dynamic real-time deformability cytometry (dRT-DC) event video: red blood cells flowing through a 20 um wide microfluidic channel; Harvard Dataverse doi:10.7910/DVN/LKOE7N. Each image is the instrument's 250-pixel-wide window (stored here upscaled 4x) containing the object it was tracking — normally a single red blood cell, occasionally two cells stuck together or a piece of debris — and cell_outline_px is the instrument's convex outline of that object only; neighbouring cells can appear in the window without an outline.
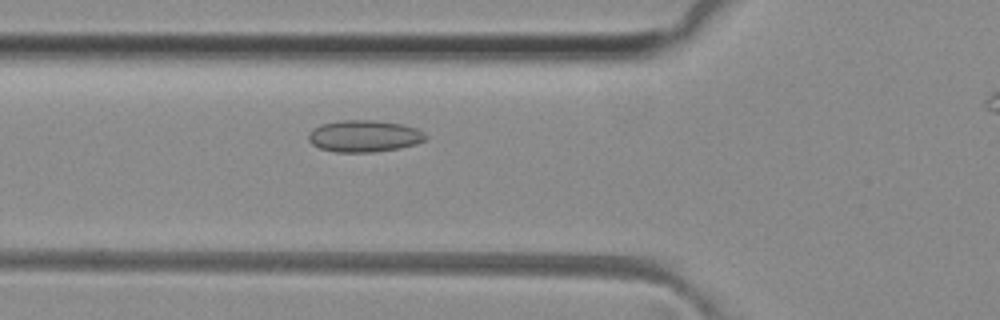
{"species": "common noctule bat (a hibernating species)", "species_latin": "Nyctalus noctula", "temperature_condition": "room temperature", "stored_images_in_passage": 28, "camera_frame_rate_fps": 3000, "um_per_image_px": 0.085, "animal": {"sex": "female", "body_mass_g": 29.2, "forearm_length_mm": 56.3}, "frame": {"image": 1, "passage_image": 3, "time_ms": 0.667, "image_size_px": [1000, 320], "cell_outline_px": [[428, 136], [424, 140], [416, 144], [400, 148], [372, 152], [336, 152], [320, 148], [312, 144], [308, 140], [308, 132], [312, 128], [320, 124], [340, 120], [376, 120], [404, 124], [416, 128], [424, 132]], "centroid_in_image_um": [30.95, 11.55], "position_along_channel_um": 94.9, "area_um2": 21.96}}
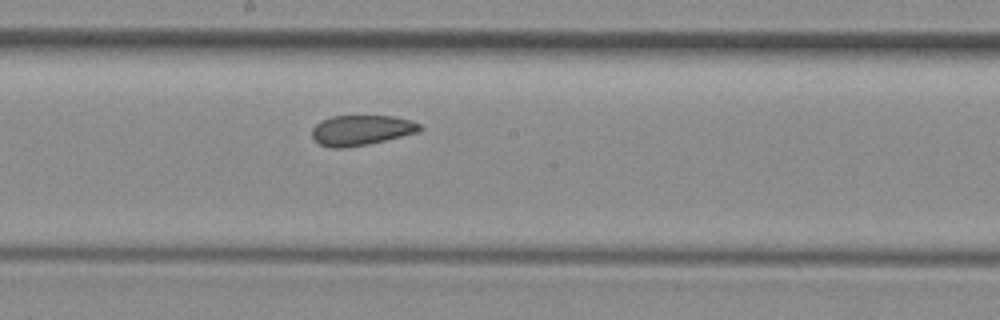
{"frame": {"image": 2, "passage_image": 12, "time_ms": 3.667, "image_size_px": [1000, 320], "cell_outline_px": [[420, 132], [368, 144], [344, 148], [332, 148], [320, 144], [312, 136], [312, 128], [320, 120], [332, 116], [392, 116], [412, 120], [420, 124]], "centroid_in_image_um": [30.71, 11.06], "position_along_channel_um": 217.5, "area_um2": 18.96}}
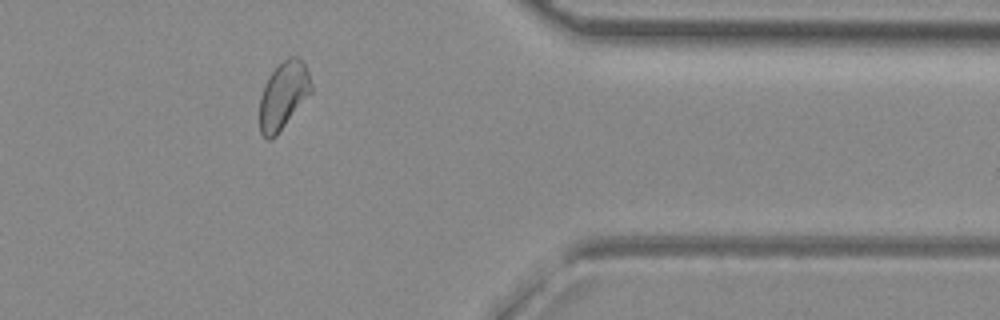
{"frame": {"image": 3, "passage_image": 26, "time_ms": 8.333, "image_size_px": [1000, 320], "cell_outline_px": [[312, 92], [276, 136], [272, 140], [268, 140], [260, 132], [260, 96], [264, 84], [268, 76], [288, 56], [296, 56], [304, 60], [312, 84]], "centroid_in_image_um": [24.1, 8.1], "position_along_channel_um": 387.3, "area_um2": 20.35}, "authors_computed_cell_mechanics": {"area_um2": 19.8254, "velocity_mm_per_s": 4.0848, "shape_relaxation_time_tau1_ms": null, "shape_relaxation_time_tau2_ms": 1.9658, "deformation_change_tau1": null, "deformation_change_tau2": 0.0745}}